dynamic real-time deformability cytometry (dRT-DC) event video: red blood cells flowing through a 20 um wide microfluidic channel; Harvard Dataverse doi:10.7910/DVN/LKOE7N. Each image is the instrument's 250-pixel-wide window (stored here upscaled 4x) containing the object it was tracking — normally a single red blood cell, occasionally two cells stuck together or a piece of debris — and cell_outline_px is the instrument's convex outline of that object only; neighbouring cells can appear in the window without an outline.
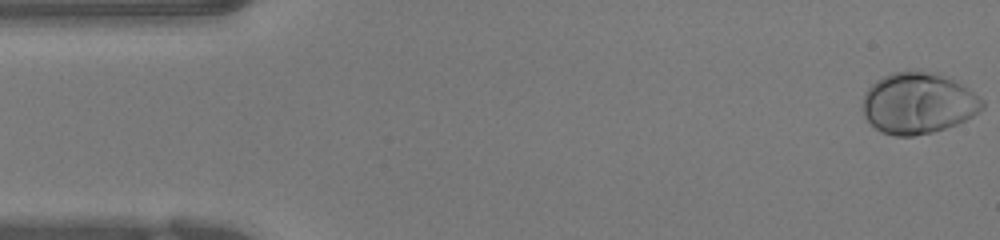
{"species": "human", "species_latin": "Homo sapiens", "temperature_condition": "warm", "stored_images_in_passage": 51, "camera_frame_rate_fps": 3000, "um_per_image_px": 0.085, "donor": {"sex": "female"}, "frame": {"image": 1, "passage_image": 1, "time_ms": 0.0, "image_size_px": [1000, 240], "cell_outline_px": [[984, 108], [972, 116], [956, 124], [932, 132], [912, 136], [896, 136], [880, 132], [864, 116], [864, 92], [876, 80], [892, 72], [920, 68], [952, 76], [984, 100]], "centroid_in_image_um": [78.07, 8.72], "position_along_channel_um": 6.9, "area_um2": 43.29}}
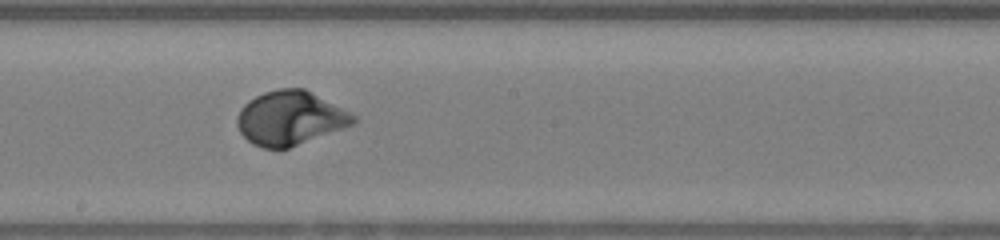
{"frame": {"image": 2, "passage_image": 27, "time_ms": 8.667, "image_size_px": [1000, 240], "cell_outline_px": [[356, 120], [352, 124], [344, 128], [288, 148], [264, 148], [252, 144], [240, 132], [236, 124], [236, 116], [240, 108], [248, 100], [264, 92], [280, 88], [304, 88], [356, 116]], "centroid_in_image_um": [24.61, 10.04], "position_along_channel_um": 223.6, "area_um2": 36.3}}
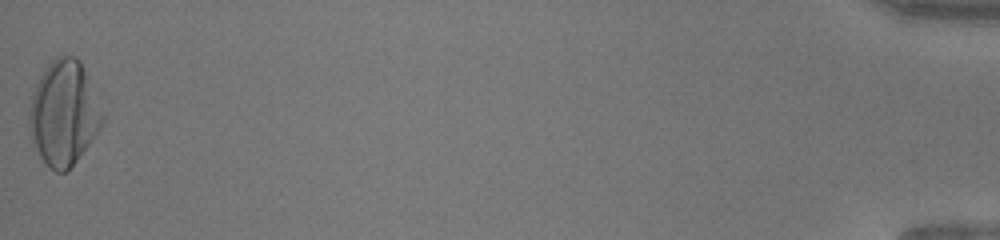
{"frame": {"image": 3, "passage_image": 51, "time_ms": 16.667, "image_size_px": [1000, 240], "cell_outline_px": [[104, 124], [76, 160], [64, 172], [56, 172], [32, 148], [28, 124], [28, 108], [36, 84], [44, 68], [56, 56], [76, 56], [80, 60], [104, 116]], "centroid_in_image_um": [5.38, 9.61], "position_along_channel_um": 429.8, "area_um2": 44.39}, "authors_computed_cell_mechanics": {"area_um2": 36.5874, "velocity_mm_per_s": 3.9445, "shape_relaxation_time_tau1_ms": 2.7626, "shape_relaxation_time_tau2_ms": null, "deformation_change_tau1": 0.1601, "deformation_change_tau2": null}}